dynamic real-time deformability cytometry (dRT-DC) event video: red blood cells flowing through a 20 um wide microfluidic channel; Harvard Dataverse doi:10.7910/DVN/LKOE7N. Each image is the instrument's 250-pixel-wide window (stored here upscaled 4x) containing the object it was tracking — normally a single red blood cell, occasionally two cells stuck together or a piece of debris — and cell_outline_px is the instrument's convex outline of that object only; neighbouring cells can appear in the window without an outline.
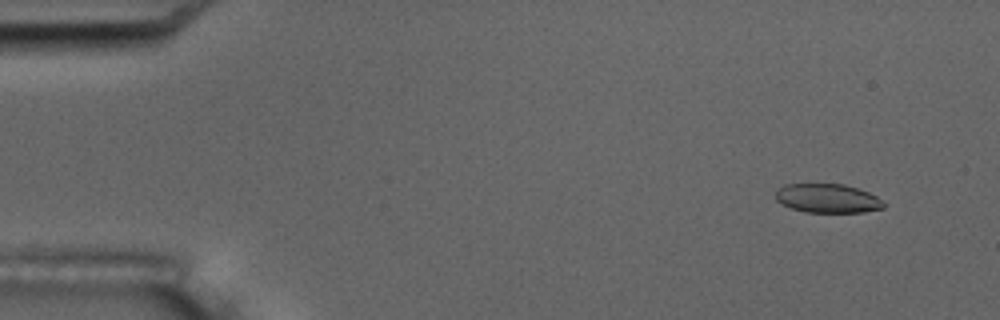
{"species": "common noctule bat (a hibernating species)", "species_latin": "Nyctalus noctula", "temperature_condition": "room temperature", "stored_images_in_passage": 6, "camera_frame_rate_fps": 3000, "um_per_image_px": 0.085, "animal": {"sex": "male", "body_mass_g": 17.5, "forearm_length_mm": 52.3}, "frame": {"image": 1, "passage_image": 1, "time_ms": 0.0, "image_size_px": [1000, 320], "cell_outline_px": [[884, 208], [864, 212], [804, 212], [792, 208], [776, 200], [776, 192], [784, 184], [844, 184], [868, 192], [876, 196], [884, 204]], "centroid_in_image_um": [70.34, 16.86], "position_along_channel_um": 14.7, "area_um2": 18.03}}